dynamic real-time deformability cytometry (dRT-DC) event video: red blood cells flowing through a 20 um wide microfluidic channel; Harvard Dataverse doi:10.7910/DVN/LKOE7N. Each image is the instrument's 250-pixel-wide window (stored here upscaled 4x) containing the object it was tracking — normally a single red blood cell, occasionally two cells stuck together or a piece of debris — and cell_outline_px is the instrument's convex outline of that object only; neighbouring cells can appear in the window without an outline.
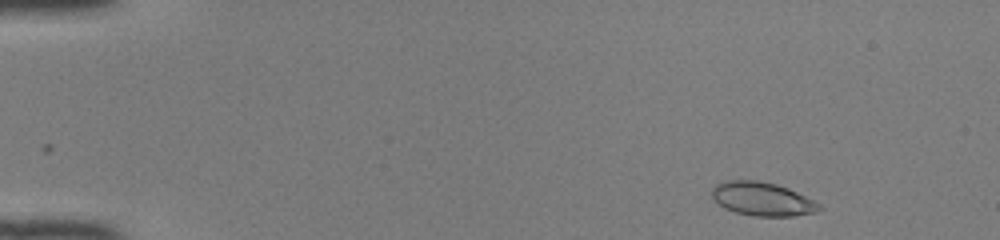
{"species": "common noctule bat (a hibernating species)", "species_latin": "Nyctalus noctula", "temperature_condition": "room temperature", "stored_images_in_passage": 47, "camera_frame_rate_fps": 3000, "um_per_image_px": 0.085, "animal": {"sex": "female", "body_mass_g": 22.0, "forearm_length_mm": 56.7}, "frame": {"image": 1, "passage_image": 3, "time_ms": 0.667, "image_size_px": [1000, 240], "cell_outline_px": [[820, 208], [816, 212], [792, 216], [752, 216], [736, 212], [724, 208], [712, 196], [712, 188], [716, 184], [724, 180], [760, 180], [776, 184], [788, 188], [820, 204]], "centroid_in_image_um": [64.76, 16.9], "position_along_channel_um": 20.2, "area_um2": 20.87}}
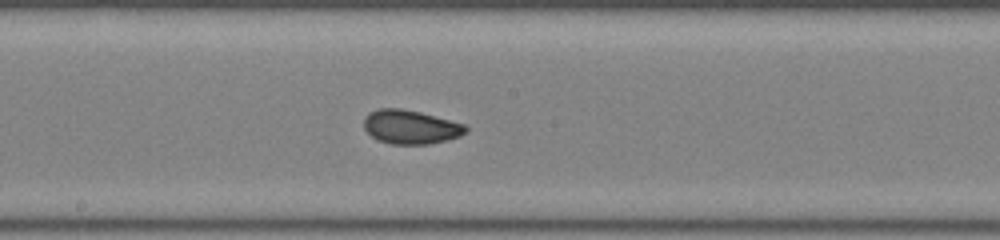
{"frame": {"image": 2, "passage_image": 25, "time_ms": 8.0, "image_size_px": [1000, 240], "cell_outline_px": [[468, 132], [460, 136], [428, 144], [392, 144], [376, 140], [364, 128], [364, 116], [368, 112], [380, 108], [400, 108], [420, 112], [464, 124], [468, 128]], "centroid_in_image_um": [34.87, 10.79], "position_along_channel_um": 213.3, "area_um2": 20.11}}
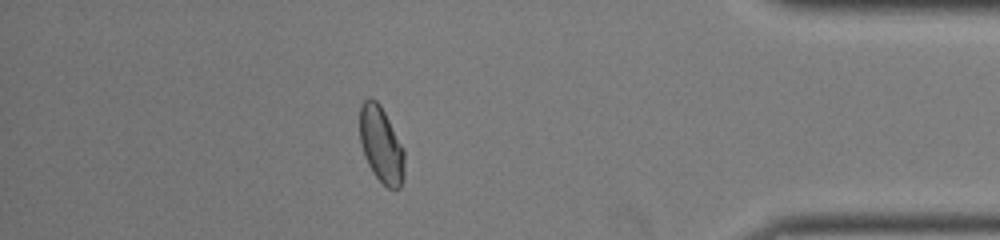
{"frame": {"image": 3, "passage_image": 41, "time_ms": 13.333, "image_size_px": [1000, 240], "cell_outline_px": [[404, 176], [400, 188], [388, 188], [372, 172], [364, 156], [360, 144], [360, 104], [368, 96], [372, 96], [380, 104], [404, 148]], "centroid_in_image_um": [32.39, 12.27], "position_along_channel_um": 402.8, "area_um2": 20.0}, "authors_computed_cell_mechanics": {"area_um2": 20.1722, "velocity_mm_per_s": 4.1344, "shape_relaxation_time_tau1_ms": 5.8352, "shape_relaxation_time_tau2_ms": null, "deformation_change_tau1": 0.1679, "deformation_change_tau2": null}}